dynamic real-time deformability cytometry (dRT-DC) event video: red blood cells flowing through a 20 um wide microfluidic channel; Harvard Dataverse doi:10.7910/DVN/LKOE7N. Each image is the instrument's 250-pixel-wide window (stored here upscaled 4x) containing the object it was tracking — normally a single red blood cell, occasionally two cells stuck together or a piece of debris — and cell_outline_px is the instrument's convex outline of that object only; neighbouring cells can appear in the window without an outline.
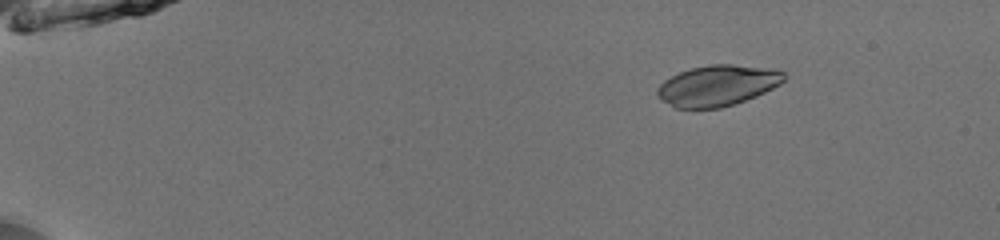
{"species": "common noctule bat (a hibernating species)", "species_latin": "Nyctalus noctula", "temperature_condition": "room temperature", "stored_images_in_passage": 53, "camera_frame_rate_fps": 3000, "um_per_image_px": 0.085, "animal": {"sex": "male", "body_mass_g": 13.0, "forearm_length_mm": 53.1}, "frame": {"image": 1, "passage_image": 9, "time_ms": 2.667, "image_size_px": [1000, 240], "cell_outline_px": [[788, 76], [780, 84], [756, 96], [720, 108], [676, 108], [656, 96], [656, 88], [664, 80], [680, 72], [692, 68], [708, 64], [732, 64], [776, 68], [784, 72]], "centroid_in_image_um": [61.01, 7.25], "position_along_channel_um": 24.0, "area_um2": 30.23}}